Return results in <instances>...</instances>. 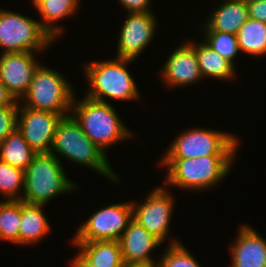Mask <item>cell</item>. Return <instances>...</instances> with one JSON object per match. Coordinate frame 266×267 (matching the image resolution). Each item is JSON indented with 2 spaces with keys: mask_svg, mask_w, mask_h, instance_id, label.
Masks as SVG:
<instances>
[{
  "mask_svg": "<svg viewBox=\"0 0 266 267\" xmlns=\"http://www.w3.org/2000/svg\"><path fill=\"white\" fill-rule=\"evenodd\" d=\"M56 152L72 163L89 167L107 179L119 182V175L110 166L106 153L85 135L72 115L62 117L56 126L50 153L58 157Z\"/></svg>",
  "mask_w": 266,
  "mask_h": 267,
  "instance_id": "6da1fadb",
  "label": "cell"
},
{
  "mask_svg": "<svg viewBox=\"0 0 266 267\" xmlns=\"http://www.w3.org/2000/svg\"><path fill=\"white\" fill-rule=\"evenodd\" d=\"M236 155H206L192 159H160L167 167L165 184L197 191L214 187L231 171Z\"/></svg>",
  "mask_w": 266,
  "mask_h": 267,
  "instance_id": "7a4b0ae2",
  "label": "cell"
},
{
  "mask_svg": "<svg viewBox=\"0 0 266 267\" xmlns=\"http://www.w3.org/2000/svg\"><path fill=\"white\" fill-rule=\"evenodd\" d=\"M71 115L82 127L83 132L104 153L116 142L134 137L119 119L116 109L108 102H100L86 96L72 101Z\"/></svg>",
  "mask_w": 266,
  "mask_h": 267,
  "instance_id": "3957f363",
  "label": "cell"
},
{
  "mask_svg": "<svg viewBox=\"0 0 266 267\" xmlns=\"http://www.w3.org/2000/svg\"><path fill=\"white\" fill-rule=\"evenodd\" d=\"M115 58L84 63L83 69L85 68L89 84L86 97L105 103H108L105 97L121 101L139 100L140 95L134 78L126 68L133 60Z\"/></svg>",
  "mask_w": 266,
  "mask_h": 267,
  "instance_id": "277c9868",
  "label": "cell"
},
{
  "mask_svg": "<svg viewBox=\"0 0 266 267\" xmlns=\"http://www.w3.org/2000/svg\"><path fill=\"white\" fill-rule=\"evenodd\" d=\"M51 153L36 154L24 171L22 201L30 204H48L51 199L76 189L65 174L62 163Z\"/></svg>",
  "mask_w": 266,
  "mask_h": 267,
  "instance_id": "5b68a950",
  "label": "cell"
},
{
  "mask_svg": "<svg viewBox=\"0 0 266 267\" xmlns=\"http://www.w3.org/2000/svg\"><path fill=\"white\" fill-rule=\"evenodd\" d=\"M68 82L60 72L39 65L28 92L21 99L24 102L21 105L34 110L58 113L62 117L71 115L75 92Z\"/></svg>",
  "mask_w": 266,
  "mask_h": 267,
  "instance_id": "8992f818",
  "label": "cell"
},
{
  "mask_svg": "<svg viewBox=\"0 0 266 267\" xmlns=\"http://www.w3.org/2000/svg\"><path fill=\"white\" fill-rule=\"evenodd\" d=\"M238 137L214 129L190 128L179 133L162 159H192L206 155H236Z\"/></svg>",
  "mask_w": 266,
  "mask_h": 267,
  "instance_id": "52a82bcc",
  "label": "cell"
},
{
  "mask_svg": "<svg viewBox=\"0 0 266 267\" xmlns=\"http://www.w3.org/2000/svg\"><path fill=\"white\" fill-rule=\"evenodd\" d=\"M54 40L41 27L40 21L26 15L0 9V47L2 53L42 52Z\"/></svg>",
  "mask_w": 266,
  "mask_h": 267,
  "instance_id": "ba28073f",
  "label": "cell"
},
{
  "mask_svg": "<svg viewBox=\"0 0 266 267\" xmlns=\"http://www.w3.org/2000/svg\"><path fill=\"white\" fill-rule=\"evenodd\" d=\"M132 219V201L108 205L86 219L71 242L118 241Z\"/></svg>",
  "mask_w": 266,
  "mask_h": 267,
  "instance_id": "9c48e42d",
  "label": "cell"
},
{
  "mask_svg": "<svg viewBox=\"0 0 266 267\" xmlns=\"http://www.w3.org/2000/svg\"><path fill=\"white\" fill-rule=\"evenodd\" d=\"M165 186L154 188L140 205L132 202L133 219L163 243L170 230L175 199Z\"/></svg>",
  "mask_w": 266,
  "mask_h": 267,
  "instance_id": "30bf717a",
  "label": "cell"
},
{
  "mask_svg": "<svg viewBox=\"0 0 266 267\" xmlns=\"http://www.w3.org/2000/svg\"><path fill=\"white\" fill-rule=\"evenodd\" d=\"M153 12L128 13L118 36L117 58L135 60L152 41L158 21Z\"/></svg>",
  "mask_w": 266,
  "mask_h": 267,
  "instance_id": "8fae6325",
  "label": "cell"
},
{
  "mask_svg": "<svg viewBox=\"0 0 266 267\" xmlns=\"http://www.w3.org/2000/svg\"><path fill=\"white\" fill-rule=\"evenodd\" d=\"M62 116L49 111L18 106V130L37 153H50L55 129Z\"/></svg>",
  "mask_w": 266,
  "mask_h": 267,
  "instance_id": "7c38bea8",
  "label": "cell"
},
{
  "mask_svg": "<svg viewBox=\"0 0 266 267\" xmlns=\"http://www.w3.org/2000/svg\"><path fill=\"white\" fill-rule=\"evenodd\" d=\"M39 65L34 52L1 53L0 82L16 101L20 102L28 92Z\"/></svg>",
  "mask_w": 266,
  "mask_h": 267,
  "instance_id": "4fadbf2b",
  "label": "cell"
},
{
  "mask_svg": "<svg viewBox=\"0 0 266 267\" xmlns=\"http://www.w3.org/2000/svg\"><path fill=\"white\" fill-rule=\"evenodd\" d=\"M162 69L161 79L166 86H172L171 88L187 87L203 78L195 48L189 42L179 45L172 51Z\"/></svg>",
  "mask_w": 266,
  "mask_h": 267,
  "instance_id": "5bb4252c",
  "label": "cell"
},
{
  "mask_svg": "<svg viewBox=\"0 0 266 267\" xmlns=\"http://www.w3.org/2000/svg\"><path fill=\"white\" fill-rule=\"evenodd\" d=\"M230 267H266V240L252 227L240 226L231 244Z\"/></svg>",
  "mask_w": 266,
  "mask_h": 267,
  "instance_id": "9a60e30c",
  "label": "cell"
},
{
  "mask_svg": "<svg viewBox=\"0 0 266 267\" xmlns=\"http://www.w3.org/2000/svg\"><path fill=\"white\" fill-rule=\"evenodd\" d=\"M123 262L157 263L151 251L162 243L136 220L132 219L118 240Z\"/></svg>",
  "mask_w": 266,
  "mask_h": 267,
  "instance_id": "2e32d148",
  "label": "cell"
},
{
  "mask_svg": "<svg viewBox=\"0 0 266 267\" xmlns=\"http://www.w3.org/2000/svg\"><path fill=\"white\" fill-rule=\"evenodd\" d=\"M79 250L70 267H122L119 241L72 242Z\"/></svg>",
  "mask_w": 266,
  "mask_h": 267,
  "instance_id": "e0dca14e",
  "label": "cell"
},
{
  "mask_svg": "<svg viewBox=\"0 0 266 267\" xmlns=\"http://www.w3.org/2000/svg\"><path fill=\"white\" fill-rule=\"evenodd\" d=\"M220 5V6H219ZM200 29L236 35L249 18L246 0H224L212 11Z\"/></svg>",
  "mask_w": 266,
  "mask_h": 267,
  "instance_id": "ac0fdd59",
  "label": "cell"
},
{
  "mask_svg": "<svg viewBox=\"0 0 266 267\" xmlns=\"http://www.w3.org/2000/svg\"><path fill=\"white\" fill-rule=\"evenodd\" d=\"M42 18L41 27L56 40L63 32V27L56 24L63 18H68L79 8L80 0H31Z\"/></svg>",
  "mask_w": 266,
  "mask_h": 267,
  "instance_id": "d6986e66",
  "label": "cell"
},
{
  "mask_svg": "<svg viewBox=\"0 0 266 267\" xmlns=\"http://www.w3.org/2000/svg\"><path fill=\"white\" fill-rule=\"evenodd\" d=\"M42 204H30L21 200V222L19 228V245H30L47 236L50 224L43 213Z\"/></svg>",
  "mask_w": 266,
  "mask_h": 267,
  "instance_id": "ffe728a7",
  "label": "cell"
},
{
  "mask_svg": "<svg viewBox=\"0 0 266 267\" xmlns=\"http://www.w3.org/2000/svg\"><path fill=\"white\" fill-rule=\"evenodd\" d=\"M196 51L197 62L203 78H215L218 80H229L236 77L235 65L223 58L215 50L211 49L206 42L196 43L188 41Z\"/></svg>",
  "mask_w": 266,
  "mask_h": 267,
  "instance_id": "44dd1931",
  "label": "cell"
},
{
  "mask_svg": "<svg viewBox=\"0 0 266 267\" xmlns=\"http://www.w3.org/2000/svg\"><path fill=\"white\" fill-rule=\"evenodd\" d=\"M36 154L18 128L0 143V160L24 171Z\"/></svg>",
  "mask_w": 266,
  "mask_h": 267,
  "instance_id": "7402d4cb",
  "label": "cell"
},
{
  "mask_svg": "<svg viewBox=\"0 0 266 267\" xmlns=\"http://www.w3.org/2000/svg\"><path fill=\"white\" fill-rule=\"evenodd\" d=\"M236 35L241 53L266 55V23L248 18Z\"/></svg>",
  "mask_w": 266,
  "mask_h": 267,
  "instance_id": "603a6c76",
  "label": "cell"
},
{
  "mask_svg": "<svg viewBox=\"0 0 266 267\" xmlns=\"http://www.w3.org/2000/svg\"><path fill=\"white\" fill-rule=\"evenodd\" d=\"M21 200L0 201V240L19 244Z\"/></svg>",
  "mask_w": 266,
  "mask_h": 267,
  "instance_id": "cb8c5ba5",
  "label": "cell"
},
{
  "mask_svg": "<svg viewBox=\"0 0 266 267\" xmlns=\"http://www.w3.org/2000/svg\"><path fill=\"white\" fill-rule=\"evenodd\" d=\"M24 192V170L0 160V193L6 200H21Z\"/></svg>",
  "mask_w": 266,
  "mask_h": 267,
  "instance_id": "d4e9b609",
  "label": "cell"
},
{
  "mask_svg": "<svg viewBox=\"0 0 266 267\" xmlns=\"http://www.w3.org/2000/svg\"><path fill=\"white\" fill-rule=\"evenodd\" d=\"M203 41L206 42L211 49L215 50L223 58L234 63L238 52H240L237 35L231 33H222L218 31H203Z\"/></svg>",
  "mask_w": 266,
  "mask_h": 267,
  "instance_id": "484cf974",
  "label": "cell"
},
{
  "mask_svg": "<svg viewBox=\"0 0 266 267\" xmlns=\"http://www.w3.org/2000/svg\"><path fill=\"white\" fill-rule=\"evenodd\" d=\"M157 267H201L186 247L175 239L163 251Z\"/></svg>",
  "mask_w": 266,
  "mask_h": 267,
  "instance_id": "4316f807",
  "label": "cell"
},
{
  "mask_svg": "<svg viewBox=\"0 0 266 267\" xmlns=\"http://www.w3.org/2000/svg\"><path fill=\"white\" fill-rule=\"evenodd\" d=\"M18 106L7 105L0 107V143L17 129Z\"/></svg>",
  "mask_w": 266,
  "mask_h": 267,
  "instance_id": "83f0119b",
  "label": "cell"
},
{
  "mask_svg": "<svg viewBox=\"0 0 266 267\" xmlns=\"http://www.w3.org/2000/svg\"><path fill=\"white\" fill-rule=\"evenodd\" d=\"M249 18L266 23V0H246Z\"/></svg>",
  "mask_w": 266,
  "mask_h": 267,
  "instance_id": "f1b7e54d",
  "label": "cell"
},
{
  "mask_svg": "<svg viewBox=\"0 0 266 267\" xmlns=\"http://www.w3.org/2000/svg\"><path fill=\"white\" fill-rule=\"evenodd\" d=\"M128 13L132 12H152L150 10L151 0H118Z\"/></svg>",
  "mask_w": 266,
  "mask_h": 267,
  "instance_id": "f546056e",
  "label": "cell"
},
{
  "mask_svg": "<svg viewBox=\"0 0 266 267\" xmlns=\"http://www.w3.org/2000/svg\"><path fill=\"white\" fill-rule=\"evenodd\" d=\"M7 105H19V101H16L8 89L0 82V107Z\"/></svg>",
  "mask_w": 266,
  "mask_h": 267,
  "instance_id": "4dcf8cb0",
  "label": "cell"
},
{
  "mask_svg": "<svg viewBox=\"0 0 266 267\" xmlns=\"http://www.w3.org/2000/svg\"><path fill=\"white\" fill-rule=\"evenodd\" d=\"M122 267H157V263H130V262H123Z\"/></svg>",
  "mask_w": 266,
  "mask_h": 267,
  "instance_id": "1f68e13d",
  "label": "cell"
}]
</instances>
